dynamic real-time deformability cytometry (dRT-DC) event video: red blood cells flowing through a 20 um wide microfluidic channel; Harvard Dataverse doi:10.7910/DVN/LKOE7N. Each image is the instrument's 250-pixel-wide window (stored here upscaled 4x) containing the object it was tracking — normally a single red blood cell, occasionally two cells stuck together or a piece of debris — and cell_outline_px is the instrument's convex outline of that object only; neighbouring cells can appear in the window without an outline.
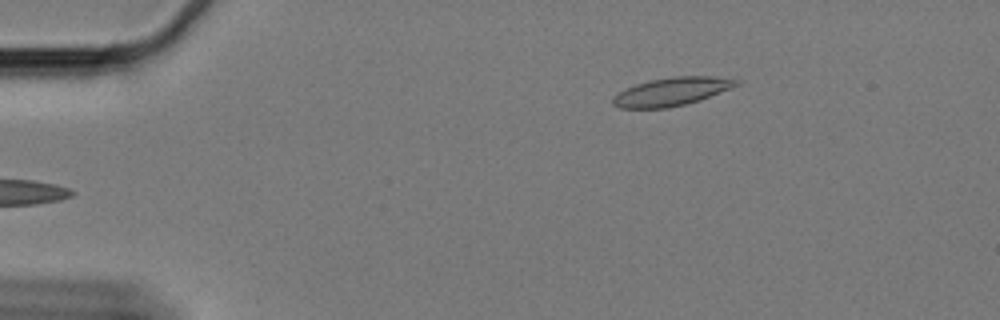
{"species": "Egyptian fruit bat (a non-hibernating species)", "species_latin": "Rousettus aegyptiacus", "temperature_condition": "cold", "stored_images_in_passage": 22, "camera_frame_rate_fps": 3000, "um_per_image_px": 0.085, "animal": {"sex": "female"}, "frame": {"image": 1, "passage_image": 1, "time_ms": 0.0, "image_size_px": [1000, 320], "cell_outline_px": [[744, 80], [740, 84], [732, 88], [700, 100], [668, 108], [620, 108], [612, 104], [612, 96], [636, 84], [652, 80], [672, 76], [712, 76]], "centroid_in_image_um": [57.14, 7.78], "position_along_channel_um": 27.9, "area_um2": 20.35}}
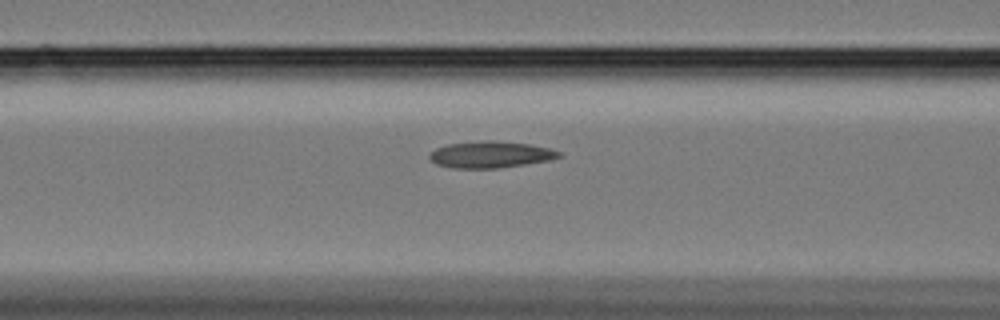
{"frame": {"image": 2, "passage_image": 16, "time_ms": 5.0, "image_size_px": [1000, 320], "cell_outline_px": [[564, 156], [552, 160], [496, 168], [452, 168], [436, 164], [428, 156], [436, 148], [448, 144], [488, 140], [496, 140], [528, 144], [548, 148], [560, 152]], "centroid_in_image_um": [41.72, 13.14], "position_along_channel_um": 124.9, "area_um2": 19.94}}
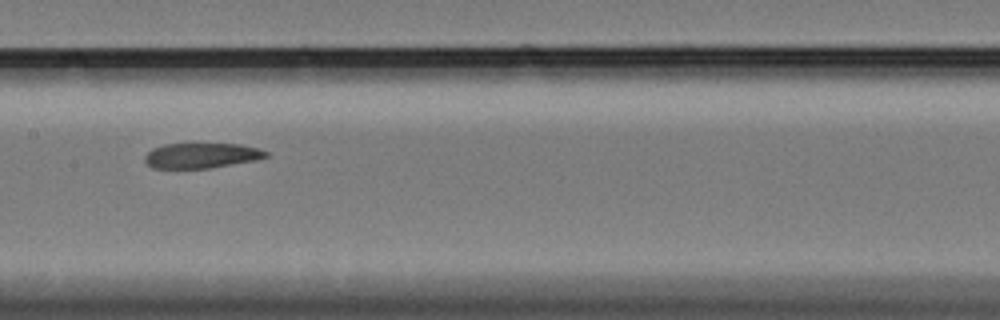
{"frame": {"image": 3, "passage_image": 22, "time_ms": 7.0, "image_size_px": [1000, 320], "cell_outline_px": [[268, 156], [256, 160], [208, 168], [152, 168], [144, 160], [144, 156], [152, 148], [164, 144], [240, 144], [260, 148], [268, 152]], "centroid_in_image_um": [17.12, 13.21], "position_along_channel_um": 190.3, "area_um2": 17.74}}